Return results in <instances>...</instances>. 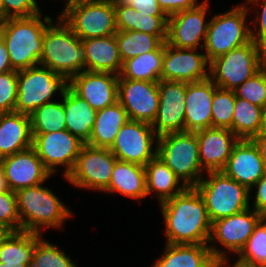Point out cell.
<instances>
[{
    "label": "cell",
    "mask_w": 266,
    "mask_h": 267,
    "mask_svg": "<svg viewBox=\"0 0 266 267\" xmlns=\"http://www.w3.org/2000/svg\"><path fill=\"white\" fill-rule=\"evenodd\" d=\"M165 222L166 243L207 244L212 223L205 202L195 187L160 203Z\"/></svg>",
    "instance_id": "obj_1"
},
{
    "label": "cell",
    "mask_w": 266,
    "mask_h": 267,
    "mask_svg": "<svg viewBox=\"0 0 266 267\" xmlns=\"http://www.w3.org/2000/svg\"><path fill=\"white\" fill-rule=\"evenodd\" d=\"M42 13L26 18H9L0 23V36L9 53L13 70L19 71L39 65L43 49L44 31L52 22Z\"/></svg>",
    "instance_id": "obj_2"
},
{
    "label": "cell",
    "mask_w": 266,
    "mask_h": 267,
    "mask_svg": "<svg viewBox=\"0 0 266 267\" xmlns=\"http://www.w3.org/2000/svg\"><path fill=\"white\" fill-rule=\"evenodd\" d=\"M39 65L63 75L68 81L86 71V50L72 29L58 16L44 31L42 56Z\"/></svg>",
    "instance_id": "obj_3"
},
{
    "label": "cell",
    "mask_w": 266,
    "mask_h": 267,
    "mask_svg": "<svg viewBox=\"0 0 266 267\" xmlns=\"http://www.w3.org/2000/svg\"><path fill=\"white\" fill-rule=\"evenodd\" d=\"M44 183L17 190L21 231L40 234L43 227L60 228L72 212Z\"/></svg>",
    "instance_id": "obj_4"
},
{
    "label": "cell",
    "mask_w": 266,
    "mask_h": 267,
    "mask_svg": "<svg viewBox=\"0 0 266 267\" xmlns=\"http://www.w3.org/2000/svg\"><path fill=\"white\" fill-rule=\"evenodd\" d=\"M207 175L195 188L205 202L211 223L250 208V190L246 186L222 171H210Z\"/></svg>",
    "instance_id": "obj_5"
},
{
    "label": "cell",
    "mask_w": 266,
    "mask_h": 267,
    "mask_svg": "<svg viewBox=\"0 0 266 267\" xmlns=\"http://www.w3.org/2000/svg\"><path fill=\"white\" fill-rule=\"evenodd\" d=\"M157 156L176 174L186 187H195L203 178L195 132H176L159 136Z\"/></svg>",
    "instance_id": "obj_6"
},
{
    "label": "cell",
    "mask_w": 266,
    "mask_h": 267,
    "mask_svg": "<svg viewBox=\"0 0 266 267\" xmlns=\"http://www.w3.org/2000/svg\"><path fill=\"white\" fill-rule=\"evenodd\" d=\"M248 7L243 3L210 19L203 47L209 63L251 41V27L246 25Z\"/></svg>",
    "instance_id": "obj_7"
},
{
    "label": "cell",
    "mask_w": 266,
    "mask_h": 267,
    "mask_svg": "<svg viewBox=\"0 0 266 267\" xmlns=\"http://www.w3.org/2000/svg\"><path fill=\"white\" fill-rule=\"evenodd\" d=\"M266 65V52L252 40L210 62L209 78L219 88L235 91Z\"/></svg>",
    "instance_id": "obj_8"
},
{
    "label": "cell",
    "mask_w": 266,
    "mask_h": 267,
    "mask_svg": "<svg viewBox=\"0 0 266 267\" xmlns=\"http://www.w3.org/2000/svg\"><path fill=\"white\" fill-rule=\"evenodd\" d=\"M68 86L69 81L63 75L42 65L19 70L15 112L30 116L38 107L52 102L56 91L62 95Z\"/></svg>",
    "instance_id": "obj_9"
},
{
    "label": "cell",
    "mask_w": 266,
    "mask_h": 267,
    "mask_svg": "<svg viewBox=\"0 0 266 267\" xmlns=\"http://www.w3.org/2000/svg\"><path fill=\"white\" fill-rule=\"evenodd\" d=\"M116 160L109 148L84 144L66 179L75 187L104 192L109 186Z\"/></svg>",
    "instance_id": "obj_10"
},
{
    "label": "cell",
    "mask_w": 266,
    "mask_h": 267,
    "mask_svg": "<svg viewBox=\"0 0 266 267\" xmlns=\"http://www.w3.org/2000/svg\"><path fill=\"white\" fill-rule=\"evenodd\" d=\"M81 40L117 33L113 0L72 6L59 15Z\"/></svg>",
    "instance_id": "obj_11"
},
{
    "label": "cell",
    "mask_w": 266,
    "mask_h": 267,
    "mask_svg": "<svg viewBox=\"0 0 266 267\" xmlns=\"http://www.w3.org/2000/svg\"><path fill=\"white\" fill-rule=\"evenodd\" d=\"M157 139L150 123L128 119L109 150L118 160L145 166L157 155Z\"/></svg>",
    "instance_id": "obj_12"
},
{
    "label": "cell",
    "mask_w": 266,
    "mask_h": 267,
    "mask_svg": "<svg viewBox=\"0 0 266 267\" xmlns=\"http://www.w3.org/2000/svg\"><path fill=\"white\" fill-rule=\"evenodd\" d=\"M32 147L44 166L55 173L56 167H65V178L73 170L77 157L85 144L78 137L68 130L49 132L42 134H32Z\"/></svg>",
    "instance_id": "obj_13"
},
{
    "label": "cell",
    "mask_w": 266,
    "mask_h": 267,
    "mask_svg": "<svg viewBox=\"0 0 266 267\" xmlns=\"http://www.w3.org/2000/svg\"><path fill=\"white\" fill-rule=\"evenodd\" d=\"M186 93V82L159 81V107L156 118L151 124L158 137L185 131Z\"/></svg>",
    "instance_id": "obj_14"
},
{
    "label": "cell",
    "mask_w": 266,
    "mask_h": 267,
    "mask_svg": "<svg viewBox=\"0 0 266 267\" xmlns=\"http://www.w3.org/2000/svg\"><path fill=\"white\" fill-rule=\"evenodd\" d=\"M209 5L205 0L196 8L183 10L169 16L166 43L176 48L198 49L200 47L203 51V42L206 39L209 23L205 19Z\"/></svg>",
    "instance_id": "obj_15"
},
{
    "label": "cell",
    "mask_w": 266,
    "mask_h": 267,
    "mask_svg": "<svg viewBox=\"0 0 266 267\" xmlns=\"http://www.w3.org/2000/svg\"><path fill=\"white\" fill-rule=\"evenodd\" d=\"M118 102L128 119L152 124L159 107V82L119 78Z\"/></svg>",
    "instance_id": "obj_16"
},
{
    "label": "cell",
    "mask_w": 266,
    "mask_h": 267,
    "mask_svg": "<svg viewBox=\"0 0 266 267\" xmlns=\"http://www.w3.org/2000/svg\"><path fill=\"white\" fill-rule=\"evenodd\" d=\"M196 51L197 49L176 48L164 42L161 80L191 83L209 78L206 69H209L210 63L205 53Z\"/></svg>",
    "instance_id": "obj_17"
},
{
    "label": "cell",
    "mask_w": 266,
    "mask_h": 267,
    "mask_svg": "<svg viewBox=\"0 0 266 267\" xmlns=\"http://www.w3.org/2000/svg\"><path fill=\"white\" fill-rule=\"evenodd\" d=\"M118 81L114 73L84 70L69 80V87L98 111L118 101Z\"/></svg>",
    "instance_id": "obj_18"
},
{
    "label": "cell",
    "mask_w": 266,
    "mask_h": 267,
    "mask_svg": "<svg viewBox=\"0 0 266 267\" xmlns=\"http://www.w3.org/2000/svg\"><path fill=\"white\" fill-rule=\"evenodd\" d=\"M8 187L16 192L46 182L52 175L33 147L0 159Z\"/></svg>",
    "instance_id": "obj_19"
},
{
    "label": "cell",
    "mask_w": 266,
    "mask_h": 267,
    "mask_svg": "<svg viewBox=\"0 0 266 267\" xmlns=\"http://www.w3.org/2000/svg\"><path fill=\"white\" fill-rule=\"evenodd\" d=\"M263 218L262 214L247 208L229 217L216 220L212 223L209 244L218 241L224 248L228 249V253L232 251L238 256L255 227Z\"/></svg>",
    "instance_id": "obj_20"
},
{
    "label": "cell",
    "mask_w": 266,
    "mask_h": 267,
    "mask_svg": "<svg viewBox=\"0 0 266 267\" xmlns=\"http://www.w3.org/2000/svg\"><path fill=\"white\" fill-rule=\"evenodd\" d=\"M221 171L251 192L265 174L260 152L252 139H239Z\"/></svg>",
    "instance_id": "obj_21"
},
{
    "label": "cell",
    "mask_w": 266,
    "mask_h": 267,
    "mask_svg": "<svg viewBox=\"0 0 266 267\" xmlns=\"http://www.w3.org/2000/svg\"><path fill=\"white\" fill-rule=\"evenodd\" d=\"M163 256L152 267H217V262L227 258L226 251L208 244L166 243Z\"/></svg>",
    "instance_id": "obj_22"
},
{
    "label": "cell",
    "mask_w": 266,
    "mask_h": 267,
    "mask_svg": "<svg viewBox=\"0 0 266 267\" xmlns=\"http://www.w3.org/2000/svg\"><path fill=\"white\" fill-rule=\"evenodd\" d=\"M195 133L202 169L206 172L221 171L239 138L226 128H207Z\"/></svg>",
    "instance_id": "obj_23"
},
{
    "label": "cell",
    "mask_w": 266,
    "mask_h": 267,
    "mask_svg": "<svg viewBox=\"0 0 266 267\" xmlns=\"http://www.w3.org/2000/svg\"><path fill=\"white\" fill-rule=\"evenodd\" d=\"M216 85L210 78L187 83L185 131L197 132L212 128V100Z\"/></svg>",
    "instance_id": "obj_24"
},
{
    "label": "cell",
    "mask_w": 266,
    "mask_h": 267,
    "mask_svg": "<svg viewBox=\"0 0 266 267\" xmlns=\"http://www.w3.org/2000/svg\"><path fill=\"white\" fill-rule=\"evenodd\" d=\"M30 116L0 113V159L32 147Z\"/></svg>",
    "instance_id": "obj_25"
},
{
    "label": "cell",
    "mask_w": 266,
    "mask_h": 267,
    "mask_svg": "<svg viewBox=\"0 0 266 267\" xmlns=\"http://www.w3.org/2000/svg\"><path fill=\"white\" fill-rule=\"evenodd\" d=\"M86 50V71L110 72L119 75L122 59L115 34L82 40Z\"/></svg>",
    "instance_id": "obj_26"
},
{
    "label": "cell",
    "mask_w": 266,
    "mask_h": 267,
    "mask_svg": "<svg viewBox=\"0 0 266 267\" xmlns=\"http://www.w3.org/2000/svg\"><path fill=\"white\" fill-rule=\"evenodd\" d=\"M61 97L65 112L66 130L86 144L91 137L97 111L69 86Z\"/></svg>",
    "instance_id": "obj_27"
},
{
    "label": "cell",
    "mask_w": 266,
    "mask_h": 267,
    "mask_svg": "<svg viewBox=\"0 0 266 267\" xmlns=\"http://www.w3.org/2000/svg\"><path fill=\"white\" fill-rule=\"evenodd\" d=\"M104 192H119L138 201L147 197L145 167L117 159L109 186Z\"/></svg>",
    "instance_id": "obj_28"
},
{
    "label": "cell",
    "mask_w": 266,
    "mask_h": 267,
    "mask_svg": "<svg viewBox=\"0 0 266 267\" xmlns=\"http://www.w3.org/2000/svg\"><path fill=\"white\" fill-rule=\"evenodd\" d=\"M147 196L154 192L162 203L173 196L180 194L187 187L180 184V179L157 155L145 166Z\"/></svg>",
    "instance_id": "obj_29"
},
{
    "label": "cell",
    "mask_w": 266,
    "mask_h": 267,
    "mask_svg": "<svg viewBox=\"0 0 266 267\" xmlns=\"http://www.w3.org/2000/svg\"><path fill=\"white\" fill-rule=\"evenodd\" d=\"M127 121V113L118 101L102 110H98L91 137L86 144L94 147L110 148L117 133Z\"/></svg>",
    "instance_id": "obj_30"
},
{
    "label": "cell",
    "mask_w": 266,
    "mask_h": 267,
    "mask_svg": "<svg viewBox=\"0 0 266 267\" xmlns=\"http://www.w3.org/2000/svg\"><path fill=\"white\" fill-rule=\"evenodd\" d=\"M117 31H140L151 35H167L168 16L139 14L129 5L114 2Z\"/></svg>",
    "instance_id": "obj_31"
},
{
    "label": "cell",
    "mask_w": 266,
    "mask_h": 267,
    "mask_svg": "<svg viewBox=\"0 0 266 267\" xmlns=\"http://www.w3.org/2000/svg\"><path fill=\"white\" fill-rule=\"evenodd\" d=\"M164 42L155 50L123 61L119 78L137 81L161 80Z\"/></svg>",
    "instance_id": "obj_32"
},
{
    "label": "cell",
    "mask_w": 266,
    "mask_h": 267,
    "mask_svg": "<svg viewBox=\"0 0 266 267\" xmlns=\"http://www.w3.org/2000/svg\"><path fill=\"white\" fill-rule=\"evenodd\" d=\"M41 237L27 231L8 232L0 242V262L31 264L35 244Z\"/></svg>",
    "instance_id": "obj_33"
},
{
    "label": "cell",
    "mask_w": 266,
    "mask_h": 267,
    "mask_svg": "<svg viewBox=\"0 0 266 267\" xmlns=\"http://www.w3.org/2000/svg\"><path fill=\"white\" fill-rule=\"evenodd\" d=\"M115 37L122 62L155 51L167 40V35H151L140 31H117Z\"/></svg>",
    "instance_id": "obj_34"
},
{
    "label": "cell",
    "mask_w": 266,
    "mask_h": 267,
    "mask_svg": "<svg viewBox=\"0 0 266 267\" xmlns=\"http://www.w3.org/2000/svg\"><path fill=\"white\" fill-rule=\"evenodd\" d=\"M263 108L236 97L232 132L239 139H252L261 131Z\"/></svg>",
    "instance_id": "obj_35"
},
{
    "label": "cell",
    "mask_w": 266,
    "mask_h": 267,
    "mask_svg": "<svg viewBox=\"0 0 266 267\" xmlns=\"http://www.w3.org/2000/svg\"><path fill=\"white\" fill-rule=\"evenodd\" d=\"M30 119L32 134L65 130L66 122L63 100L43 104L30 115Z\"/></svg>",
    "instance_id": "obj_36"
},
{
    "label": "cell",
    "mask_w": 266,
    "mask_h": 267,
    "mask_svg": "<svg viewBox=\"0 0 266 267\" xmlns=\"http://www.w3.org/2000/svg\"><path fill=\"white\" fill-rule=\"evenodd\" d=\"M70 257L41 237L35 244L30 267H77Z\"/></svg>",
    "instance_id": "obj_37"
},
{
    "label": "cell",
    "mask_w": 266,
    "mask_h": 267,
    "mask_svg": "<svg viewBox=\"0 0 266 267\" xmlns=\"http://www.w3.org/2000/svg\"><path fill=\"white\" fill-rule=\"evenodd\" d=\"M236 94L232 90L216 87L212 100V128L232 131Z\"/></svg>",
    "instance_id": "obj_38"
},
{
    "label": "cell",
    "mask_w": 266,
    "mask_h": 267,
    "mask_svg": "<svg viewBox=\"0 0 266 267\" xmlns=\"http://www.w3.org/2000/svg\"><path fill=\"white\" fill-rule=\"evenodd\" d=\"M238 255L243 262L266 267V217L255 227Z\"/></svg>",
    "instance_id": "obj_39"
},
{
    "label": "cell",
    "mask_w": 266,
    "mask_h": 267,
    "mask_svg": "<svg viewBox=\"0 0 266 267\" xmlns=\"http://www.w3.org/2000/svg\"><path fill=\"white\" fill-rule=\"evenodd\" d=\"M242 98L261 108L266 106V65L234 91Z\"/></svg>",
    "instance_id": "obj_40"
},
{
    "label": "cell",
    "mask_w": 266,
    "mask_h": 267,
    "mask_svg": "<svg viewBox=\"0 0 266 267\" xmlns=\"http://www.w3.org/2000/svg\"><path fill=\"white\" fill-rule=\"evenodd\" d=\"M0 225L8 232L21 231V220L14 191L0 192Z\"/></svg>",
    "instance_id": "obj_41"
},
{
    "label": "cell",
    "mask_w": 266,
    "mask_h": 267,
    "mask_svg": "<svg viewBox=\"0 0 266 267\" xmlns=\"http://www.w3.org/2000/svg\"><path fill=\"white\" fill-rule=\"evenodd\" d=\"M18 95V71L0 74V113L15 112Z\"/></svg>",
    "instance_id": "obj_42"
},
{
    "label": "cell",
    "mask_w": 266,
    "mask_h": 267,
    "mask_svg": "<svg viewBox=\"0 0 266 267\" xmlns=\"http://www.w3.org/2000/svg\"><path fill=\"white\" fill-rule=\"evenodd\" d=\"M4 21L9 18H26L38 15L40 10L36 0H2Z\"/></svg>",
    "instance_id": "obj_43"
},
{
    "label": "cell",
    "mask_w": 266,
    "mask_h": 267,
    "mask_svg": "<svg viewBox=\"0 0 266 267\" xmlns=\"http://www.w3.org/2000/svg\"><path fill=\"white\" fill-rule=\"evenodd\" d=\"M247 0L246 5L254 4L260 5L262 10L255 17V20L252 22L254 26H258V30L254 31V28H250L251 31V40L263 49L266 52V0ZM261 2V3H260ZM256 24V25H255Z\"/></svg>",
    "instance_id": "obj_44"
},
{
    "label": "cell",
    "mask_w": 266,
    "mask_h": 267,
    "mask_svg": "<svg viewBox=\"0 0 266 267\" xmlns=\"http://www.w3.org/2000/svg\"><path fill=\"white\" fill-rule=\"evenodd\" d=\"M118 4L129 5L139 14H150V16H167L159 6L157 0H113Z\"/></svg>",
    "instance_id": "obj_45"
},
{
    "label": "cell",
    "mask_w": 266,
    "mask_h": 267,
    "mask_svg": "<svg viewBox=\"0 0 266 267\" xmlns=\"http://www.w3.org/2000/svg\"><path fill=\"white\" fill-rule=\"evenodd\" d=\"M159 6L169 17L172 14L181 12L183 10L193 9L198 7L201 3H197L196 0H157Z\"/></svg>",
    "instance_id": "obj_46"
},
{
    "label": "cell",
    "mask_w": 266,
    "mask_h": 267,
    "mask_svg": "<svg viewBox=\"0 0 266 267\" xmlns=\"http://www.w3.org/2000/svg\"><path fill=\"white\" fill-rule=\"evenodd\" d=\"M254 186L257 191L253 200V209L266 217V173Z\"/></svg>",
    "instance_id": "obj_47"
},
{
    "label": "cell",
    "mask_w": 266,
    "mask_h": 267,
    "mask_svg": "<svg viewBox=\"0 0 266 267\" xmlns=\"http://www.w3.org/2000/svg\"><path fill=\"white\" fill-rule=\"evenodd\" d=\"M12 70L7 46L0 36V74Z\"/></svg>",
    "instance_id": "obj_48"
},
{
    "label": "cell",
    "mask_w": 266,
    "mask_h": 267,
    "mask_svg": "<svg viewBox=\"0 0 266 267\" xmlns=\"http://www.w3.org/2000/svg\"><path fill=\"white\" fill-rule=\"evenodd\" d=\"M252 141L256 144L264 166L266 173V132H259L252 138Z\"/></svg>",
    "instance_id": "obj_49"
},
{
    "label": "cell",
    "mask_w": 266,
    "mask_h": 267,
    "mask_svg": "<svg viewBox=\"0 0 266 267\" xmlns=\"http://www.w3.org/2000/svg\"><path fill=\"white\" fill-rule=\"evenodd\" d=\"M228 260H229L228 258H224V259L218 261L217 262V267H261V266H258V265L248 264V263L243 262V261H241L239 259H237V261L234 262V265H230Z\"/></svg>",
    "instance_id": "obj_50"
},
{
    "label": "cell",
    "mask_w": 266,
    "mask_h": 267,
    "mask_svg": "<svg viewBox=\"0 0 266 267\" xmlns=\"http://www.w3.org/2000/svg\"><path fill=\"white\" fill-rule=\"evenodd\" d=\"M7 180L2 165L0 164V192L9 191Z\"/></svg>",
    "instance_id": "obj_51"
},
{
    "label": "cell",
    "mask_w": 266,
    "mask_h": 267,
    "mask_svg": "<svg viewBox=\"0 0 266 267\" xmlns=\"http://www.w3.org/2000/svg\"><path fill=\"white\" fill-rule=\"evenodd\" d=\"M106 1H109V0H72V6H79V5H84V4H97V3H102Z\"/></svg>",
    "instance_id": "obj_52"
},
{
    "label": "cell",
    "mask_w": 266,
    "mask_h": 267,
    "mask_svg": "<svg viewBox=\"0 0 266 267\" xmlns=\"http://www.w3.org/2000/svg\"><path fill=\"white\" fill-rule=\"evenodd\" d=\"M31 264H22V263H1L0 267H30Z\"/></svg>",
    "instance_id": "obj_53"
},
{
    "label": "cell",
    "mask_w": 266,
    "mask_h": 267,
    "mask_svg": "<svg viewBox=\"0 0 266 267\" xmlns=\"http://www.w3.org/2000/svg\"><path fill=\"white\" fill-rule=\"evenodd\" d=\"M260 132H266V106L263 108L262 112V125Z\"/></svg>",
    "instance_id": "obj_54"
},
{
    "label": "cell",
    "mask_w": 266,
    "mask_h": 267,
    "mask_svg": "<svg viewBox=\"0 0 266 267\" xmlns=\"http://www.w3.org/2000/svg\"><path fill=\"white\" fill-rule=\"evenodd\" d=\"M4 21V5L3 1L0 0V23Z\"/></svg>",
    "instance_id": "obj_55"
},
{
    "label": "cell",
    "mask_w": 266,
    "mask_h": 267,
    "mask_svg": "<svg viewBox=\"0 0 266 267\" xmlns=\"http://www.w3.org/2000/svg\"><path fill=\"white\" fill-rule=\"evenodd\" d=\"M7 233H8V231H7L4 227H2V226L0 225V242H1L2 239L6 236Z\"/></svg>",
    "instance_id": "obj_56"
},
{
    "label": "cell",
    "mask_w": 266,
    "mask_h": 267,
    "mask_svg": "<svg viewBox=\"0 0 266 267\" xmlns=\"http://www.w3.org/2000/svg\"><path fill=\"white\" fill-rule=\"evenodd\" d=\"M67 4H65V7L63 9L62 12H64L66 9H68L69 7H72V0H66Z\"/></svg>",
    "instance_id": "obj_57"
}]
</instances>
